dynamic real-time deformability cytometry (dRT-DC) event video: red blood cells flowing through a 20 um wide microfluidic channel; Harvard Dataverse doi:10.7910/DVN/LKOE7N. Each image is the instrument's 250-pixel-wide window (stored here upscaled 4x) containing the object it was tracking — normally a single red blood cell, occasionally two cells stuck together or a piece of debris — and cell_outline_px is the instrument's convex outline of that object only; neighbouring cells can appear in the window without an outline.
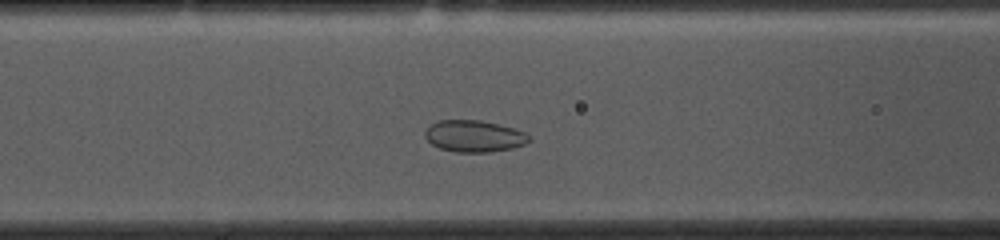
{"species": "common noctule bat (a hibernating species)", "species_latin": "Nyctalus noctula", "temperature_condition": "cold", "stored_images_in_passage": 39, "camera_frame_rate_fps": 3000, "um_per_image_px": 0.085, "animal": {"sex": "female", "body_mass_g": 10.0, "forearm_length_mm": 53.1}, "frame": {"image": 1, "passage_image": 15, "time_ms": 4.667, "image_size_px": [1000, 240], "cell_outline_px": [[532, 140], [524, 144], [512, 148], [488, 152], [456, 152], [440, 148], [432, 144], [424, 136], [424, 132], [428, 124], [440, 120], [480, 120], [500, 124], [528, 132], [532, 136]], "centroid_in_image_um": [40.33, 11.56], "position_along_channel_um": 126.3, "area_um2": 19.54}}
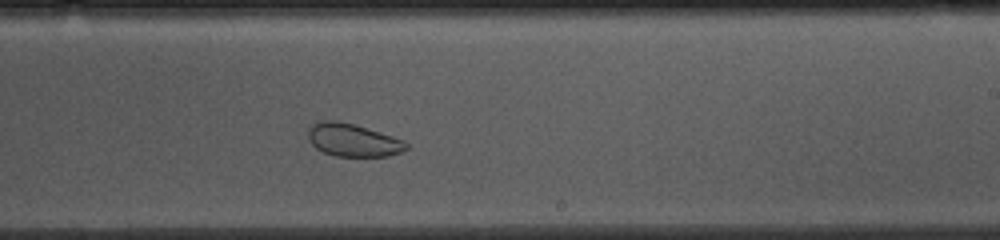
{"frame": {"image": 2, "passage_image": 26, "time_ms": 8.333, "image_size_px": [1000, 240], "cell_outline_px": [[408, 148], [400, 152], [388, 156], [336, 156], [324, 152], [316, 148], [308, 140], [308, 128], [312, 124], [320, 120], [336, 120], [356, 124], [404, 140], [408, 144]], "centroid_in_image_um": [29.98, 11.89], "position_along_channel_um": 259.0, "area_um2": 18.9}}
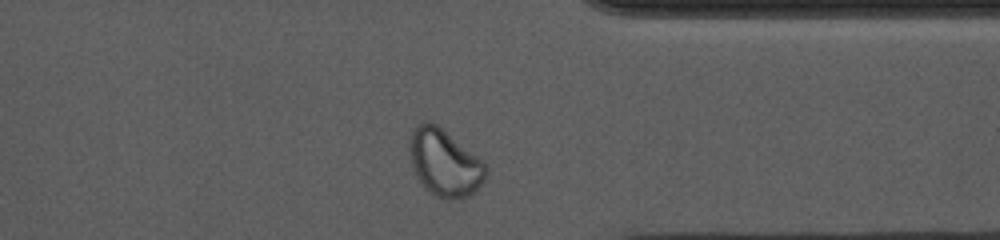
{"frame": {"image": 3, "passage_image": 36, "time_ms": 11.667, "image_size_px": [1000, 240], "cell_outline_px": [[488, 172], [484, 180], [468, 196], [448, 200], [432, 192], [420, 180], [412, 164], [408, 148], [412, 128], [416, 124], [424, 120], [432, 120], [476, 156], [488, 168]], "centroid_in_image_um": [37.76, 13.77], "position_along_channel_um": 373.6, "area_um2": 29.13}}